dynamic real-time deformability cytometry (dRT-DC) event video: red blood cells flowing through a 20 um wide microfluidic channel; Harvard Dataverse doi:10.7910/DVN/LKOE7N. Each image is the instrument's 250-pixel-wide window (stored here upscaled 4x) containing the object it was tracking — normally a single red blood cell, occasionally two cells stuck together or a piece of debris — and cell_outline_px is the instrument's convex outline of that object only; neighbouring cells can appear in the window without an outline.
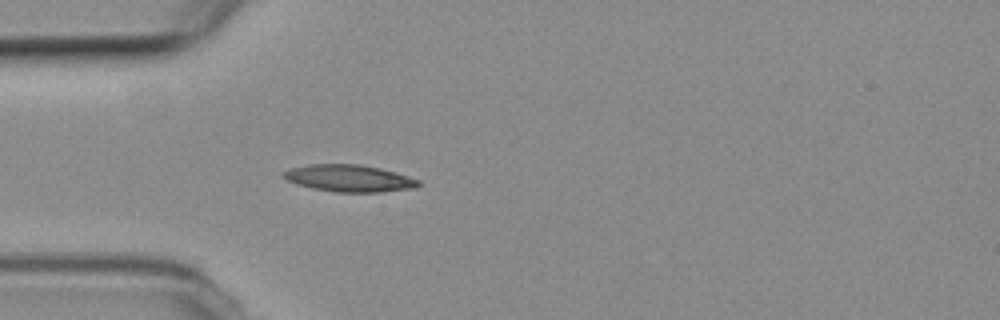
{"species": "common noctule bat (a hibernating species)", "species_latin": "Nyctalus noctula", "temperature_condition": "room temperature", "stored_images_in_passage": 2, "camera_frame_rate_fps": 3000, "um_per_image_px": 0.085, "animal": {"sex": "female", "body_mass_g": 19.3, "forearm_length_mm": 54.1}, "frame": {"image": 1, "passage_image": 2, "time_ms": 1.333, "image_size_px": [1000, 320], "cell_outline_px": [[424, 184], [416, 188], [380, 192], [336, 192], [312, 188], [288, 180], [280, 176], [284, 172], [292, 168], [308, 164], [360, 164], [380, 168], [396, 172], [420, 180]], "centroid_in_image_um": [29.75, 15.15], "position_along_channel_um": 55.2, "area_um2": 21.27}}